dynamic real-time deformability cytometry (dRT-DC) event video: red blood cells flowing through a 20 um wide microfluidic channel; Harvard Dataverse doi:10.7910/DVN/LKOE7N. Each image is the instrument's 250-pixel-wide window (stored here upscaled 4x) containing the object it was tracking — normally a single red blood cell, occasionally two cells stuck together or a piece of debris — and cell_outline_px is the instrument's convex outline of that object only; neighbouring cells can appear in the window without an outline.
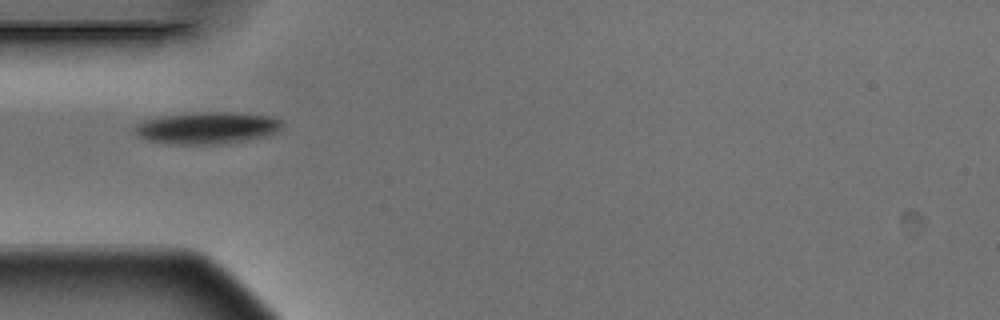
{"species": "Egyptian fruit bat (a non-hibernating species)", "species_latin": "Rousettus aegyptiacus", "temperature_condition": "warm", "stored_images_in_passage": 10, "camera_frame_rate_fps": 3000, "um_per_image_px": 0.085, "animal": {"sex": "male"}, "frame": {"image": 1, "passage_image": 5, "time_ms": 1.333, "image_size_px": [1000, 320], "cell_outline_px": [[284, 120], [280, 132], [264, 136], [220, 144], [168, 144], [148, 140], [136, 136], [136, 128], [144, 120], [160, 116], [196, 112], [232, 112], [272, 116]], "centroid_in_image_um": [17.66, 10.86], "position_along_channel_um": 67.3, "area_um2": 27.46}}
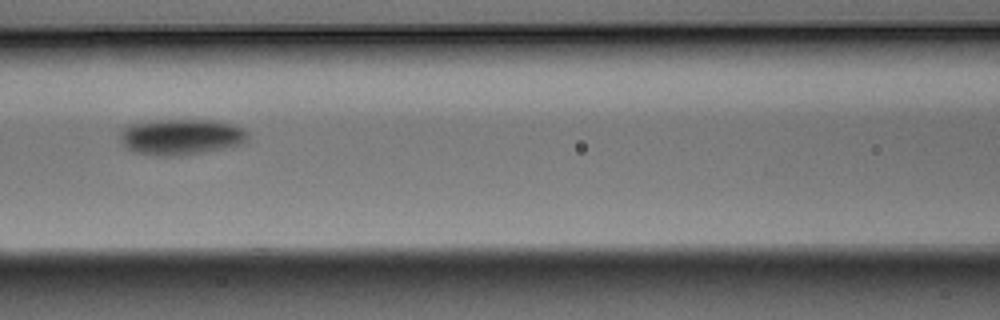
{"frame": {"image": 2, "passage_image": 7, "time_ms": 2.0, "image_size_px": [1000, 320], "cell_outline_px": [[248, 132], [244, 140], [240, 144], [224, 148], [176, 156], [160, 156], [136, 152], [128, 148], [120, 140], [120, 136], [124, 128], [128, 124], [156, 120], [216, 120], [240, 128]], "centroid_in_image_um": [15.34, 11.62], "position_along_channel_um": 151.3, "area_um2": 26.18}}
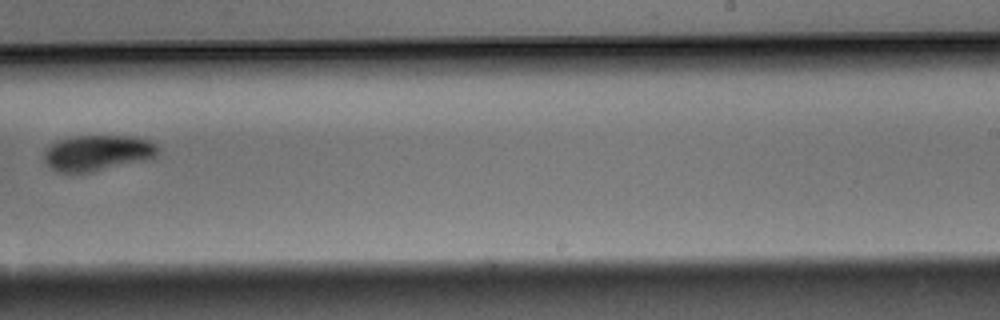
{"frame": {"image": 3, "passage_image": 10, "time_ms": 3.0, "image_size_px": [1000, 320], "cell_outline_px": [[160, 152], [152, 160], [92, 172], [56, 172], [44, 160], [44, 152], [56, 140], [76, 136], [132, 136], [148, 140], [156, 144], [160, 148]], "centroid_in_image_um": [8.37, 13.0], "position_along_channel_um": 280.6, "area_um2": 24.1}}